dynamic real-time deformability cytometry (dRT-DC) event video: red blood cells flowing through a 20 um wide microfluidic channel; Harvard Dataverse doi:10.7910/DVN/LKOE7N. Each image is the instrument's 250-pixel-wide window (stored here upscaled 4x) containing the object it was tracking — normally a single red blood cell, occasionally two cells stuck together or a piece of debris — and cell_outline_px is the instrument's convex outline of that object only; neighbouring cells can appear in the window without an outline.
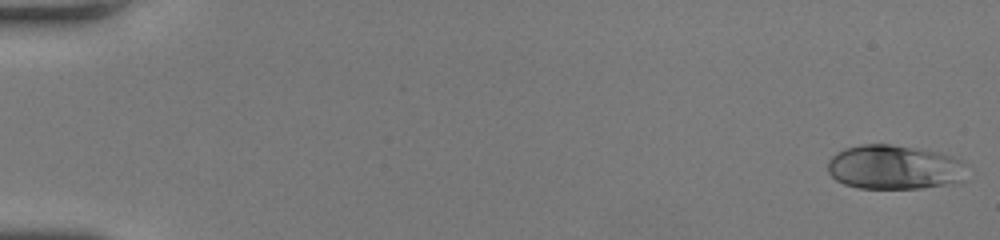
{"species": "human", "species_latin": "Homo sapiens", "temperature_condition": "room temperature", "stored_images_in_passage": 9, "camera_frame_rate_fps": 3000, "um_per_image_px": 0.085, "donor": {"sex": "female"}, "frame": {"image": 1, "passage_image": 1, "time_ms": 0.0, "image_size_px": [1000, 240], "cell_outline_px": [[964, 164], [960, 180], [944, 184], [924, 188], [860, 188], [844, 184], [836, 180], [828, 172], [828, 160], [832, 156], [844, 148], [860, 144], [892, 144], [940, 152], [960, 160]], "centroid_in_image_um": [75.93, 14.2], "position_along_channel_um": 9.1, "area_um2": 35.55}}